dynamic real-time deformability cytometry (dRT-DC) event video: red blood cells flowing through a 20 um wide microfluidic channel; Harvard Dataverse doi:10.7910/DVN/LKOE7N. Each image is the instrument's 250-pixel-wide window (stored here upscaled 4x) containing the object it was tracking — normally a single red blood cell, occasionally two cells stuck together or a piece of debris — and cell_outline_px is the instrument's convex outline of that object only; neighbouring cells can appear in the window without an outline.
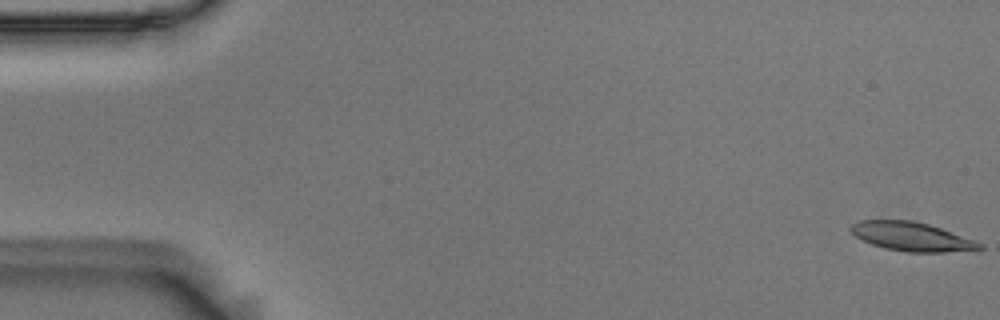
{"species": "Egyptian fruit bat (a non-hibernating species)", "species_latin": "Rousettus aegyptiacus", "temperature_condition": "room temperature", "stored_images_in_passage": 56, "camera_frame_rate_fps": 3000, "um_per_image_px": 0.085, "animal": {"sex": "male"}, "frame": {"image": 1, "passage_image": 1, "time_ms": 0.0, "image_size_px": [1000, 320], "cell_outline_px": [[984, 248], [944, 252], [908, 252], [884, 248], [860, 240], [848, 228], [856, 220], [912, 220], [928, 224], [976, 240], [984, 244]], "centroid_in_image_um": [77.46, 20.1], "position_along_channel_um": 7.5, "area_um2": 21.68}}
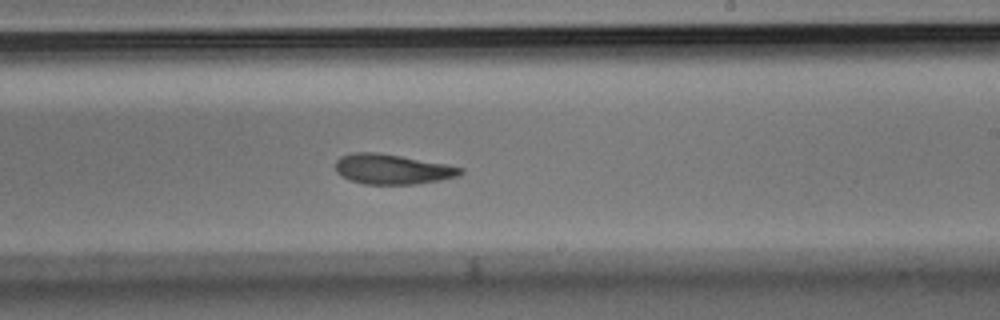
{"frame": {"image": 2, "passage_image": 33, "time_ms": 10.667, "image_size_px": [1000, 320], "cell_outline_px": [[464, 172], [460, 176], [440, 180], [412, 184], [364, 184], [348, 180], [340, 176], [336, 172], [336, 160], [340, 156], [356, 152], [376, 152], [448, 164], [464, 168]], "centroid_in_image_um": [33.35, 14.38], "position_along_channel_um": 255.7, "area_um2": 22.02}}
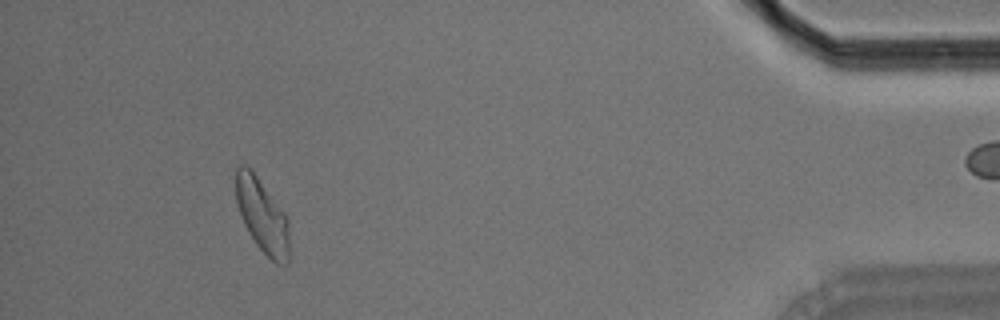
{"frame": {"image": 3, "passage_image": 51, "time_ms": 16.667, "image_size_px": [1000, 320], "cell_outline_px": [[292, 256], [288, 264], [276, 264], [256, 244], [244, 224], [236, 200], [236, 168], [240, 164], [244, 164], [252, 168], [284, 212], [288, 220]], "centroid_in_image_um": [22.34, 18.36], "position_along_channel_um": 412.9, "area_um2": 23.47}, "authors_computed_cell_mechanics": {"area_um2": 22.542, "velocity_mm_per_s": 3.6587, "shape_relaxation_time_tau1_ms": 6.3392, "shape_relaxation_time_tau2_ms": 2.8389, "deformation_change_tau1": 0.1928, "deformation_change_tau2": 0.1037}}